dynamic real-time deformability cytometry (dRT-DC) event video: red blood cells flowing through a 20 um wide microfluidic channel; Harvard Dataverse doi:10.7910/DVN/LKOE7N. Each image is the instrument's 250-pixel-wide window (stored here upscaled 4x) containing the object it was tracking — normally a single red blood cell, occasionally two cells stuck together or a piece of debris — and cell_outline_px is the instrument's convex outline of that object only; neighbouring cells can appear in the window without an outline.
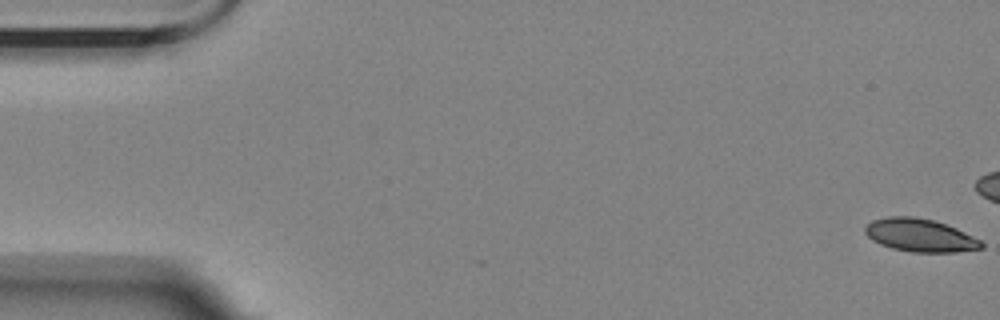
{"species": "Egyptian fruit bat (a non-hibernating species)", "species_latin": "Rousettus aegyptiacus", "temperature_condition": "room temperature", "stored_images_in_passage": 6, "camera_frame_rate_fps": 3000, "um_per_image_px": 0.085, "animal": {"sex": "female"}, "frame": {"image": 1, "passage_image": 1, "time_ms": 0.0, "image_size_px": [1000, 320], "cell_outline_px": [[984, 248], [956, 252], [912, 252], [892, 248], [880, 244], [872, 240], [864, 232], [864, 228], [872, 220], [888, 216], [912, 216], [932, 220], [956, 228], [980, 240], [984, 244]], "centroid_in_image_um": [78.19, 20.0], "position_along_channel_um": 6.8, "area_um2": 22.25}}